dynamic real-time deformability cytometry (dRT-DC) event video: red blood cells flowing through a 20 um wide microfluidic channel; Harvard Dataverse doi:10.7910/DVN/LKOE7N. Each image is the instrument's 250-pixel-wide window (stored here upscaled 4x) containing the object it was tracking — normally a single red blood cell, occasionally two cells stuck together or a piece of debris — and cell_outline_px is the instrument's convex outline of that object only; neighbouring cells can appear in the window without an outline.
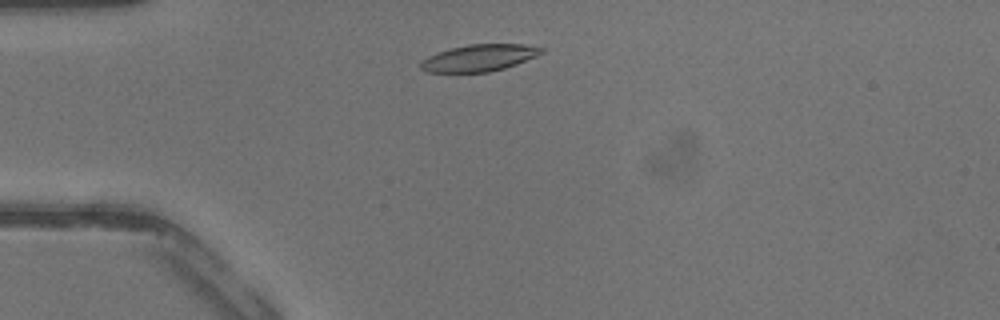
{"species": "common noctule bat (a hibernating species)", "species_latin": "Nyctalus noctula", "temperature_condition": "warm", "stored_images_in_passage": 35, "camera_frame_rate_fps": 3000, "um_per_image_px": 0.085, "animal": {"sex": "male", "body_mass_g": 13.3}, "frame": {"image": 1, "passage_image": 4, "time_ms": 1.0, "image_size_px": [1000, 320], "cell_outline_px": [[544, 52], [536, 56], [516, 64], [504, 68], [488, 72], [428, 72], [420, 68], [420, 60], [428, 56], [452, 48], [468, 44], [524, 44], [544, 48]], "centroid_in_image_um": [40.73, 4.92], "position_along_channel_um": 44.3, "area_um2": 18.73}}
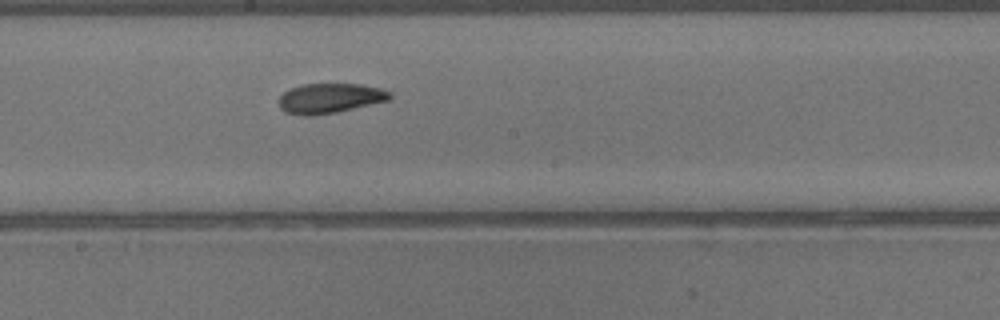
{"frame": {"image": 2, "passage_image": 16, "time_ms": 5.0, "image_size_px": [1000, 320], "cell_outline_px": [[392, 96], [388, 100], [336, 112], [312, 116], [300, 116], [284, 112], [280, 108], [276, 100], [284, 92], [300, 84], [360, 84], [380, 88], [392, 92]], "centroid_in_image_um": [27.98, 8.36], "position_along_channel_um": 220.2, "area_um2": 19.48}}
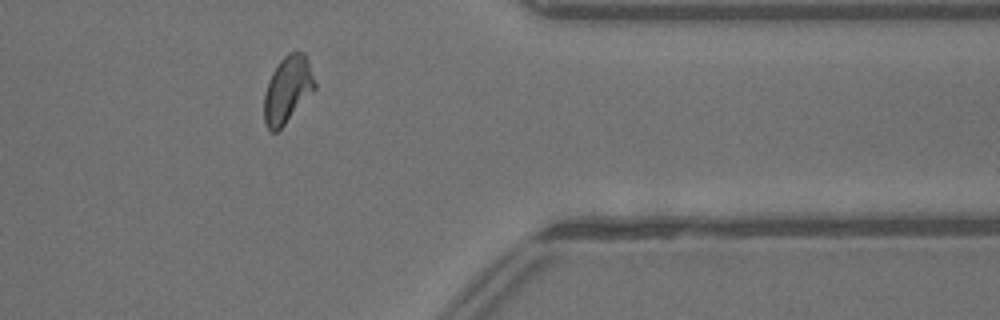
{"frame": {"image": 3, "passage_image": 27, "time_ms": 8.667, "image_size_px": [1000, 320], "cell_outline_px": [[316, 88], [284, 124], [276, 132], [272, 132], [264, 124], [264, 92], [268, 80], [272, 72], [280, 60], [288, 52], [304, 52], [308, 60], [316, 84]], "centroid_in_image_um": [24.42, 7.59], "position_along_channel_um": 387.0, "area_um2": 19.59}}